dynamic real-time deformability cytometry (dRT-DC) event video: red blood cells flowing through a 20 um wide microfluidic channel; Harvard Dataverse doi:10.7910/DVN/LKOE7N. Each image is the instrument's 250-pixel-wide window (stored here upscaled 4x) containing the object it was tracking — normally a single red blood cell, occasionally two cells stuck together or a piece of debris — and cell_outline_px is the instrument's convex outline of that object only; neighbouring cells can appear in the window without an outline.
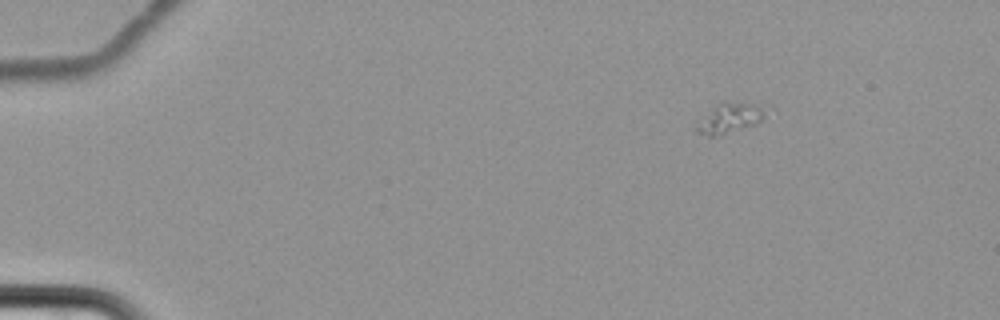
{"species": "common noctule bat (a hibernating species)", "species_latin": "Nyctalus noctula", "temperature_condition": "cold", "stored_images_in_passage": 4, "camera_frame_rate_fps": 3000, "um_per_image_px": 0.085, "animal": {"sex": "female", "body_mass_g": 22.7, "forearm_length_mm": 54.2}, "frame": {"image": 1, "passage_image": 1, "time_ms": 0.0, "image_size_px": [1000, 320], "cell_outline_px": [[776, 108], [756, 124], [720, 136], [708, 136], [696, 132], [692, 128], [696, 120], [716, 104], [724, 100], [772, 104]], "centroid_in_image_um": [62.15, 9.97], "position_along_channel_um": 22.9, "area_um2": 13.64}}